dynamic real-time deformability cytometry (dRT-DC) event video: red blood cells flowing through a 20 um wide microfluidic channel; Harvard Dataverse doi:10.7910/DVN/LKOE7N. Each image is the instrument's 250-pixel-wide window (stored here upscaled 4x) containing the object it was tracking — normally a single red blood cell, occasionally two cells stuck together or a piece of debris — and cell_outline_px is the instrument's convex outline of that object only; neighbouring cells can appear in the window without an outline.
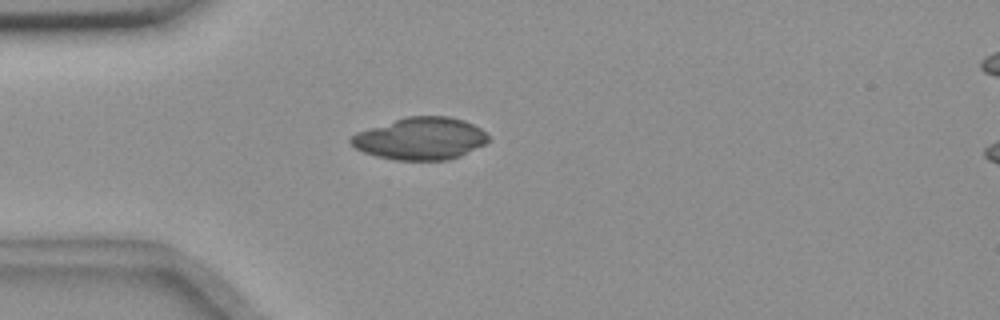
{"species": "common noctule bat (a hibernating species)", "species_latin": "Nyctalus noctula", "temperature_condition": "room temperature", "stored_images_in_passage": 4, "camera_frame_rate_fps": 3000, "um_per_image_px": 0.085, "animal": {"sex": "female", "body_mass_g": 18.4}, "frame": {"image": 1, "passage_image": 1, "time_ms": 0.0, "image_size_px": [1000, 320], "cell_outline_px": [[488, 140], [484, 144], [460, 156], [448, 160], [396, 160], [376, 156], [364, 152], [356, 148], [348, 140], [356, 132], [408, 116], [448, 116], [464, 120], [480, 128], [488, 136]], "centroid_in_image_um": [35.73, 11.78], "position_along_channel_um": 49.3, "area_um2": 33.52}}
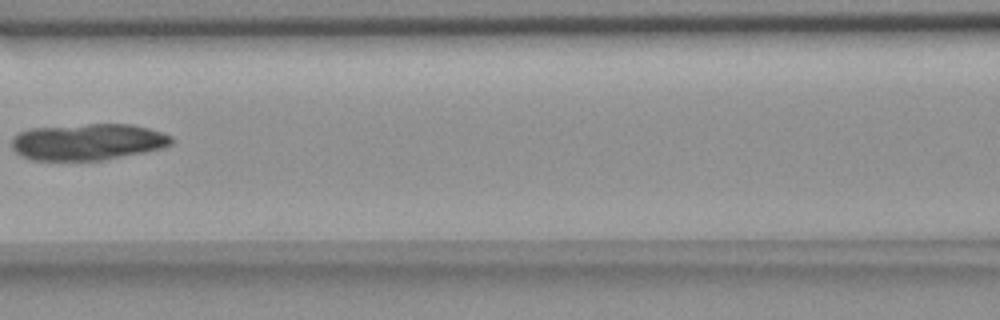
{"frame": {"image": 2, "passage_image": 4, "time_ms": 3.333, "image_size_px": [1000, 320], "cell_outline_px": [[172, 144], [160, 148], [144, 152], [104, 160], [32, 160], [16, 152], [12, 148], [12, 140], [20, 132], [32, 128], [88, 124], [132, 124], [148, 128], [172, 136]], "centroid_in_image_um": [7.47, 12.06], "position_along_channel_um": 159.1, "area_um2": 33.7}}